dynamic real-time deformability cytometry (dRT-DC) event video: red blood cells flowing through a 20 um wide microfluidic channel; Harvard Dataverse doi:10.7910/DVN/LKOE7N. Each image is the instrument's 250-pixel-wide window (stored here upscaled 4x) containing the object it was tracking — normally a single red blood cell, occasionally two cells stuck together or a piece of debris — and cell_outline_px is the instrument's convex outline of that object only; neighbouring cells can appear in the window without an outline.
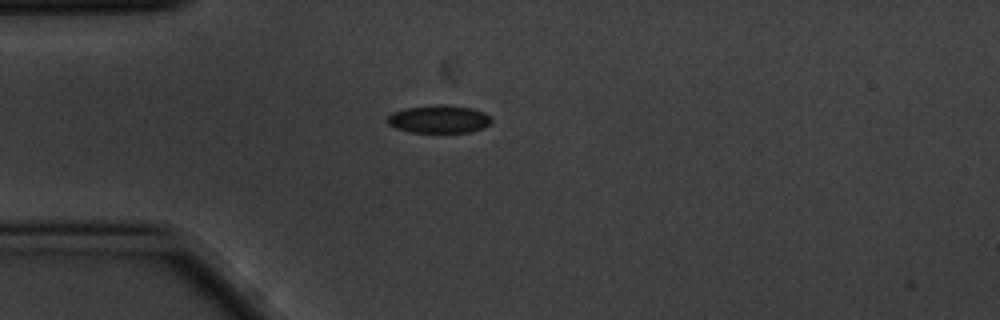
{"species": "common noctule bat (a hibernating species)", "species_latin": "Nyctalus noctula", "temperature_condition": "cold", "stored_images_in_passage": 1, "camera_frame_rate_fps": 3000, "um_per_image_px": 0.085, "animal": {"sex": "male", "body_mass_g": 20.1, "forearm_length_mm": 53.5}, "frame": {"image": 1, "passage_image": 1, "time_ms": 0.0, "image_size_px": [1000, 320], "cell_outline_px": [[492, 120], [484, 128], [472, 132], [412, 132], [396, 128], [388, 124], [388, 116], [392, 112], [408, 108], [436, 104], [440, 104], [472, 108], [484, 112]], "centroid_in_image_um": [37.32, 10.13], "position_along_channel_um": 47.7, "area_um2": 16.76}}